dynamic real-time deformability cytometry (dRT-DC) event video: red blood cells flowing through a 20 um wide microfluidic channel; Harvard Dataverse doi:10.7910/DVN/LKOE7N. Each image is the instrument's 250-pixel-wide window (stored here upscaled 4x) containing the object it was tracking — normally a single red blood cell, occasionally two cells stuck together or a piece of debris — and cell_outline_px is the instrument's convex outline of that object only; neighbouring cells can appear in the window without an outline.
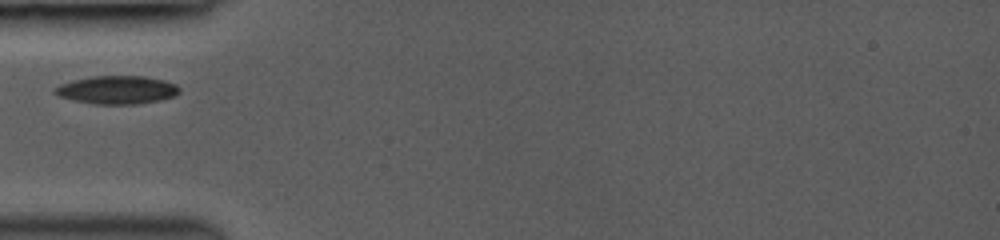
{"species": "common noctule bat (a hibernating species)", "species_latin": "Nyctalus noctula", "temperature_condition": "room temperature", "stored_images_in_passage": 19, "camera_frame_rate_fps": 3000, "um_per_image_px": 0.085, "animal": {"sex": "female", "body_mass_g": 19.0, "forearm_length_mm": 53.3}, "frame": {"image": 1, "passage_image": 1, "time_ms": 0.0, "image_size_px": [1000, 240], "cell_outline_px": [[180, 92], [176, 96], [160, 100], [140, 104], [92, 104], [72, 100], [60, 96], [52, 92], [60, 84], [72, 80], [92, 76], [144, 76], [164, 80], [176, 84], [180, 88]], "centroid_in_image_um": [9.97, 7.64], "position_along_channel_um": 75.0, "area_um2": 20.63}}
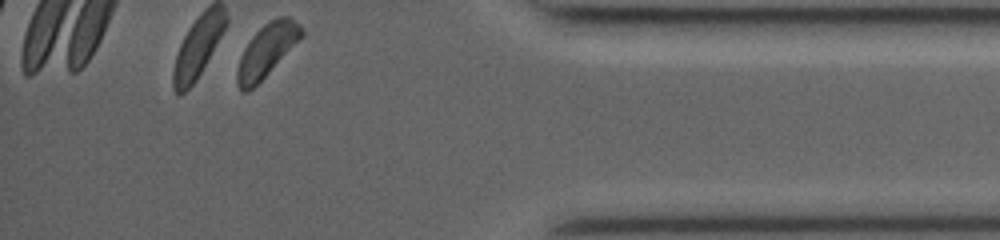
{"frame": {"image": 2, "passage_image": 19, "time_ms": 8.667, "image_size_px": [1000, 240], "cell_outline_px": [[304, 32], [268, 72], [248, 92], [240, 92], [236, 84], [236, 72], [244, 48], [252, 36], [264, 24], [276, 16], [288, 16], [300, 24]], "centroid_in_image_um": [22.62, 4.28], "position_along_channel_um": 412.6, "area_um2": 19.07}}